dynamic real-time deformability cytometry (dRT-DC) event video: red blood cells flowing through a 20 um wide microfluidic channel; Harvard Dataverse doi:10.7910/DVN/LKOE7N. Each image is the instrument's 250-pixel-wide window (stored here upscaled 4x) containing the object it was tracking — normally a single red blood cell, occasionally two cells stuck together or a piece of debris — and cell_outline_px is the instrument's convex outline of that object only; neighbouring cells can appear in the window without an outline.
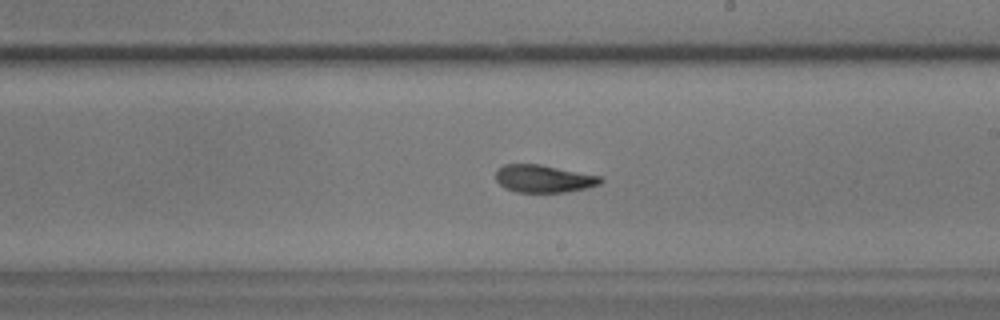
{"species": "common noctule bat (a hibernating species)", "species_latin": "Nyctalus noctula", "temperature_condition": "warm", "stored_images_in_passage": 40, "camera_frame_rate_fps": 3000, "um_per_image_px": 0.085, "animal": {"sex": "male", "body_mass_g": 17.9}, "frame": {"image": 1, "passage_image": 15, "time_ms": 4.667, "image_size_px": [1000, 320], "cell_outline_px": [[604, 180], [600, 184], [588, 188], [564, 192], [516, 192], [504, 188], [496, 180], [496, 172], [504, 164], [540, 164], [600, 176]], "centroid_in_image_um": [46.22, 15.19], "position_along_channel_um": 242.8, "area_um2": 16.82}}
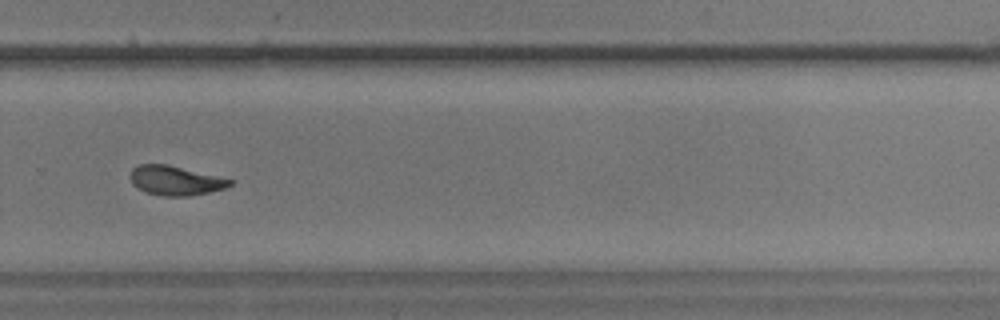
{"frame": {"image": 2, "passage_image": 21, "time_ms": 6.667, "image_size_px": [1000, 320], "cell_outline_px": [[232, 184], [224, 188], [208, 192], [188, 196], [160, 196], [144, 192], [136, 188], [132, 184], [132, 168], [140, 164], [168, 164], [232, 180]], "centroid_in_image_um": [14.86, 15.35], "position_along_channel_um": 314.9, "area_um2": 16.88}}
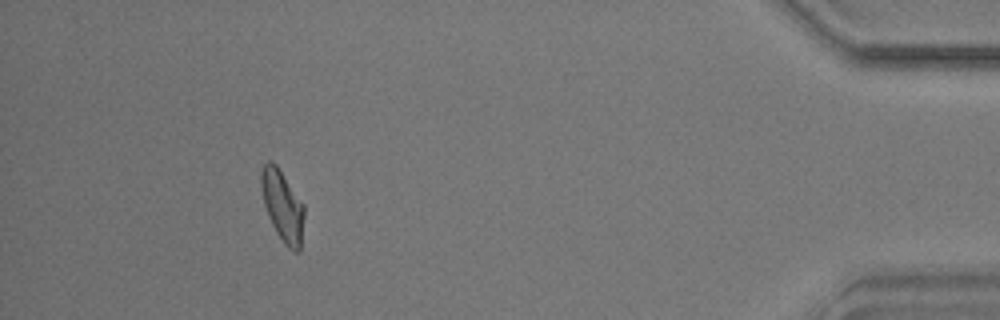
{"frame": {"image": 3, "passage_image": 34, "time_ms": 11.0, "image_size_px": [1000, 320], "cell_outline_px": [[304, 216], [300, 252], [292, 252], [284, 244], [276, 232], [268, 216], [264, 204], [260, 188], [260, 172], [264, 164], [268, 160], [272, 160], [276, 164], [304, 204]], "centroid_in_image_um": [24.01, 17.5], "position_along_channel_um": 411.2, "area_um2": 18.03}, "authors_computed_cell_mechanics": {"area_um2": 17.3111, "velocity_mm_per_s": 3.615, "shape_relaxation_time_tau1_ms": 8.3221, "shape_relaxation_time_tau2_ms": 2.2725, "deformation_change_tau1": 0.2042, "deformation_change_tau2": 0.0843}}